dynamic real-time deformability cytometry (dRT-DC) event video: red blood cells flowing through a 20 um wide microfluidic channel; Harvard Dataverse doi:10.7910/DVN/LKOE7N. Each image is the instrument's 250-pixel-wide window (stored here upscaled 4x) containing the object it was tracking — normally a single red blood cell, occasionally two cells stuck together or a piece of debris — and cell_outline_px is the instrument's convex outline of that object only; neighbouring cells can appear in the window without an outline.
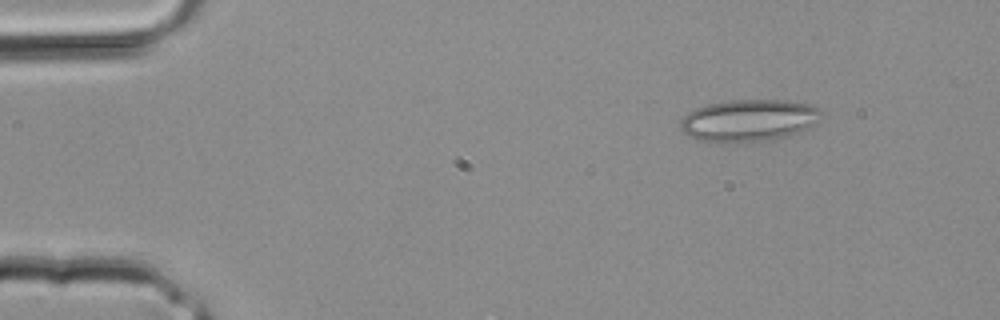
{"species": "common noctule bat (a hibernating species)", "species_latin": "Nyctalus noctula", "temperature_condition": "room temperature", "stored_images_in_passage": 2, "camera_frame_rate_fps": 3000, "um_per_image_px": 0.085, "animal": {"sex": "male", "body_mass_g": 20.4}, "frame": {"image": 1, "passage_image": 1, "time_ms": 0.0, "image_size_px": [1000, 320], "cell_outline_px": [[824, 116], [816, 124], [792, 136], [772, 140], [736, 144], [724, 144], [700, 140], [688, 136], [680, 128], [680, 120], [692, 108], [708, 104], [732, 100], [788, 100], [808, 104], [820, 108], [824, 112]], "centroid_in_image_um": [63.68, 10.26], "position_along_channel_um": 21.3, "area_um2": 35.66}}